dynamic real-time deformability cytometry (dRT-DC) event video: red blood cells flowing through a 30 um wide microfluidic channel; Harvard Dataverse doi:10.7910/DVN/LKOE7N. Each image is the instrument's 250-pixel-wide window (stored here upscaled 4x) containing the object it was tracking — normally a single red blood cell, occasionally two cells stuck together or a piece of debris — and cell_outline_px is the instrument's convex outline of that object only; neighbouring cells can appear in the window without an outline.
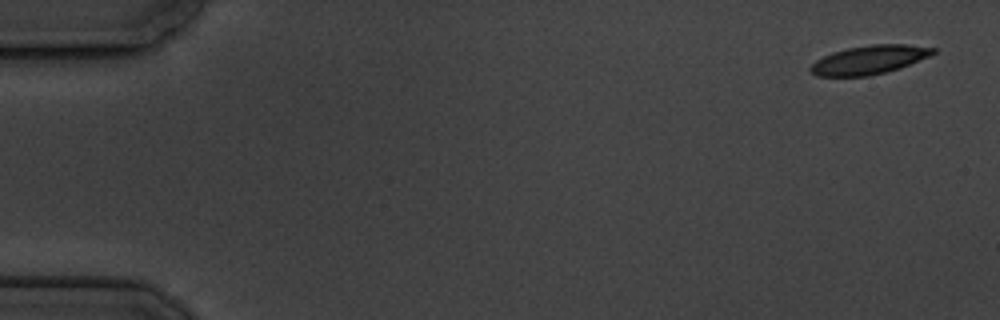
{"species": "common noctule bat (a hibernating species)", "species_latin": "Nyctalus noctula", "temperature_condition": "cold", "stored_images_in_passage": 5, "camera_frame_rate_fps": 3000, "um_per_image_px": 0.085, "animal": {"sex": "male", "body_mass_g": 19.5, "forearm_length_mm": 54.6}, "frame": {"image": 1, "passage_image": 1, "time_ms": 0.0, "image_size_px": [1000, 320], "cell_outline_px": [[936, 52], [928, 56], [900, 68], [868, 76], [816, 76], [808, 68], [816, 60], [832, 52], [848, 48], [872, 44], [904, 44], [936, 48]], "centroid_in_image_um": [73.86, 5.08], "position_along_channel_um": 11.1, "area_um2": 20.29}}
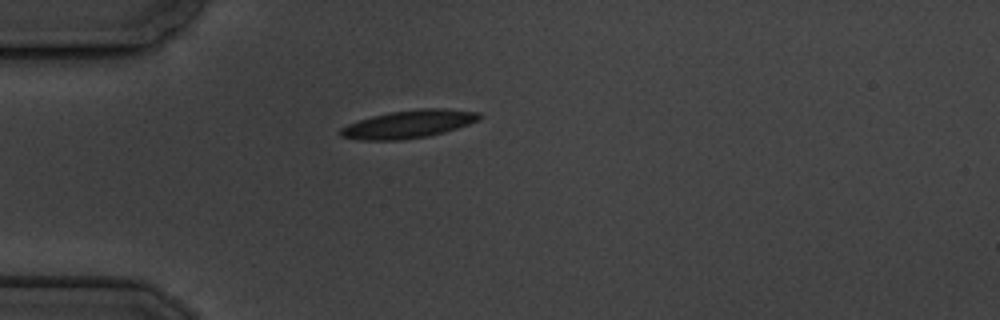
{"frame": {"image": 2, "passage_image": 5, "time_ms": 4.667, "image_size_px": [1000, 320], "cell_outline_px": [[484, 116], [480, 120], [444, 132], [428, 136], [400, 140], [360, 140], [340, 136], [340, 128], [348, 124], [372, 116], [392, 112], [420, 108], [448, 108], [480, 112]], "centroid_in_image_um": [34.78, 10.54], "position_along_channel_um": 50.2, "area_um2": 22.6}}